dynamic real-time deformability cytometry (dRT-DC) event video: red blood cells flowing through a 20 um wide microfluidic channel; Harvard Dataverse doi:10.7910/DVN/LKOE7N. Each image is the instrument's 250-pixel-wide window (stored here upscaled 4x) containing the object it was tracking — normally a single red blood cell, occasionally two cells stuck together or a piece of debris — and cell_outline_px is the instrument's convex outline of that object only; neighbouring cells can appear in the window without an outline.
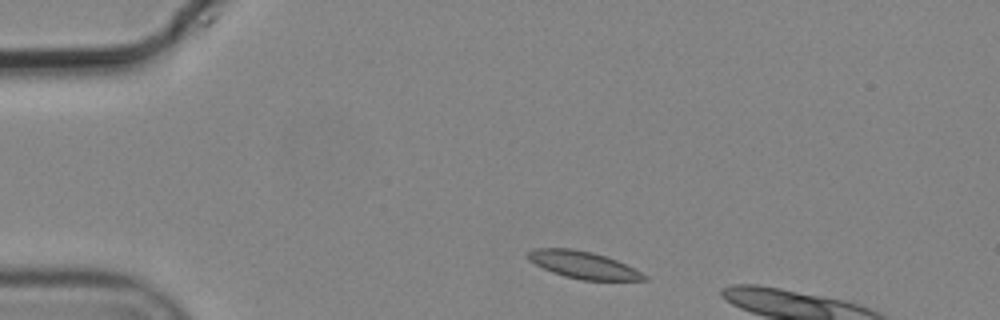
{"species": "common noctule bat (a hibernating species)", "species_latin": "Nyctalus noctula", "temperature_condition": "cold", "stored_images_in_passage": 3, "camera_frame_rate_fps": 3000, "um_per_image_px": 0.085, "animal": {"sex": "male", "body_mass_g": 19.2, "forearm_length_mm": 51.8}, "frame": {"image": 1, "passage_image": 1, "time_ms": 0.0, "image_size_px": [1000, 320], "cell_outline_px": [[648, 280], [580, 280], [564, 276], [552, 272], [528, 260], [528, 252], [532, 248], [572, 248], [592, 252], [616, 260], [648, 276]], "centroid_in_image_um": [49.55, 22.51], "position_along_channel_um": 35.5, "area_um2": 18.21}}